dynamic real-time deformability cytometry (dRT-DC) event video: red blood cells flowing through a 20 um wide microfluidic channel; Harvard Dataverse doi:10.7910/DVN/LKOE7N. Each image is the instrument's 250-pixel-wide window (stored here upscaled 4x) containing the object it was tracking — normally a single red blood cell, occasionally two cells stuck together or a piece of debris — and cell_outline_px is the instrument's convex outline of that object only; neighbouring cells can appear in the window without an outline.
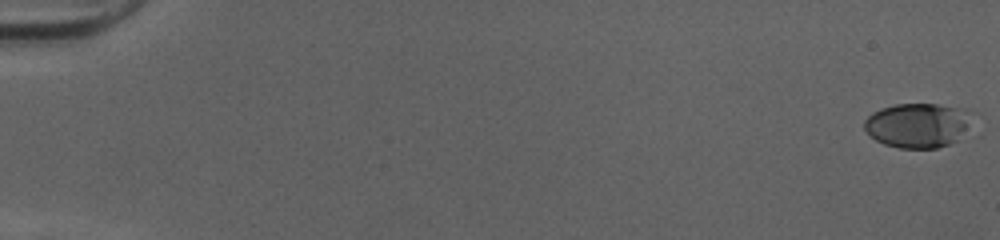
{"species": "human", "species_latin": "Homo sapiens", "temperature_condition": "cold", "stored_images_in_passage": 52, "camera_frame_rate_fps": 3000, "um_per_image_px": 0.085, "donor": {"sex": "female"}, "frame": {"image": 1, "passage_image": 1, "time_ms": 0.0, "image_size_px": [1000, 240], "cell_outline_px": [[964, 128], [956, 140], [948, 144], [936, 148], [900, 148], [884, 144], [876, 140], [864, 128], [864, 120], [872, 112], [880, 108], [896, 104], [936, 104], [956, 108], [964, 124]], "centroid_in_image_um": [77.77, 10.67], "position_along_channel_um": 7.2, "area_um2": 26.41}}
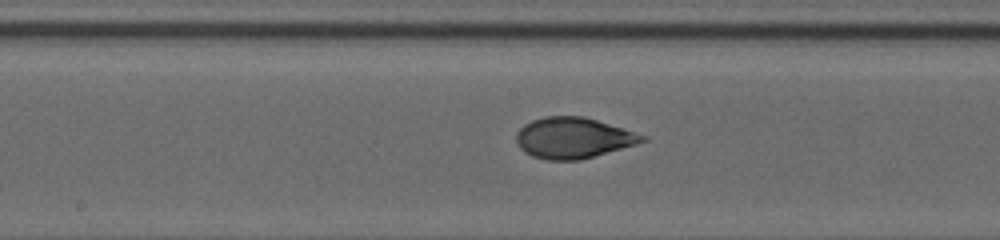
{"frame": {"image": 2, "passage_image": 29, "time_ms": 9.333, "image_size_px": [1000, 240], "cell_outline_px": [[648, 140], [636, 144], [580, 160], [548, 160], [532, 156], [524, 152], [520, 148], [516, 140], [516, 132], [524, 124], [532, 120], [544, 116], [584, 116], [648, 136]], "centroid_in_image_um": [48.71, 11.72], "position_along_channel_um": 199.5, "area_um2": 30.0}}
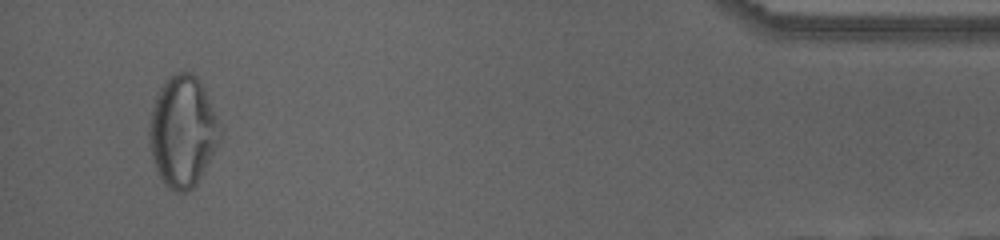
{"frame": {"image": 3, "passage_image": 50, "time_ms": 16.333, "image_size_px": [1000, 240], "cell_outline_px": [[224, 136], [196, 184], [192, 188], [184, 192], [176, 192], [168, 188], [164, 184], [156, 168], [152, 156], [148, 136], [148, 128], [152, 104], [160, 88], [172, 76], [180, 72], [192, 72], [200, 80], [204, 88], [216, 116]], "centroid_in_image_um": [15.54, 11.19], "position_along_channel_um": 419.7, "area_um2": 45.78}, "authors_computed_cell_mechanics": {"area_um2": 29.8826, "velocity_mm_per_s": 4.055, "shape_relaxation_time_tau1_ms": 3.8742, "shape_relaxation_time_tau2_ms": null, "deformation_change_tau1": 0.1736, "deformation_change_tau2": null}}